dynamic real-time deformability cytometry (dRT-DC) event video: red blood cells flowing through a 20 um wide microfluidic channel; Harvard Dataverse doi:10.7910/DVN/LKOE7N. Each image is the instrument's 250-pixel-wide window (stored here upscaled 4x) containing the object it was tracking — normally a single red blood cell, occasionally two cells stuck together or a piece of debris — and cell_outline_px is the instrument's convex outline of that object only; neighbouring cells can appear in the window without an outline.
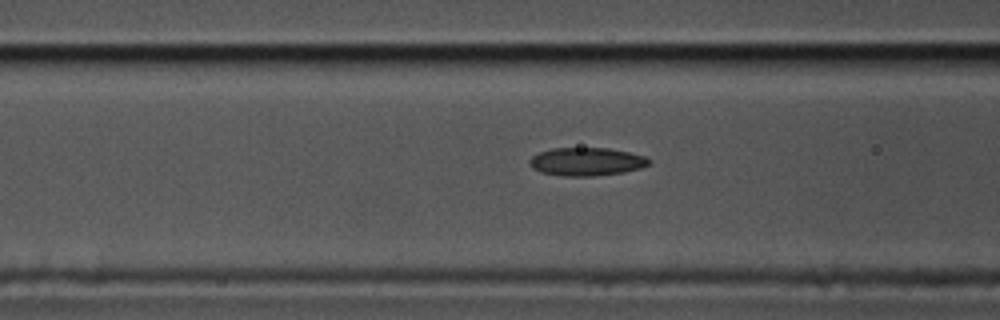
{"species": "common noctule bat (a hibernating species)", "species_latin": "Nyctalus noctula", "temperature_condition": "cold", "stored_images_in_passage": 34, "camera_frame_rate_fps": 3000, "um_per_image_px": 0.085, "animal": {"sex": "male", "body_mass_g": 17.5, "forearm_length_mm": 52.3}, "frame": {"image": 1, "passage_image": 11, "time_ms": 3.333, "image_size_px": [1000, 320], "cell_outline_px": [[652, 160], [648, 164], [640, 168], [624, 172], [592, 176], [564, 176], [540, 172], [532, 168], [528, 160], [532, 156], [540, 152], [552, 148], [608, 148], [628, 152], [644, 156]], "centroid_in_image_um": [49.83, 13.74], "position_along_channel_um": 116.8, "area_um2": 19.54}}
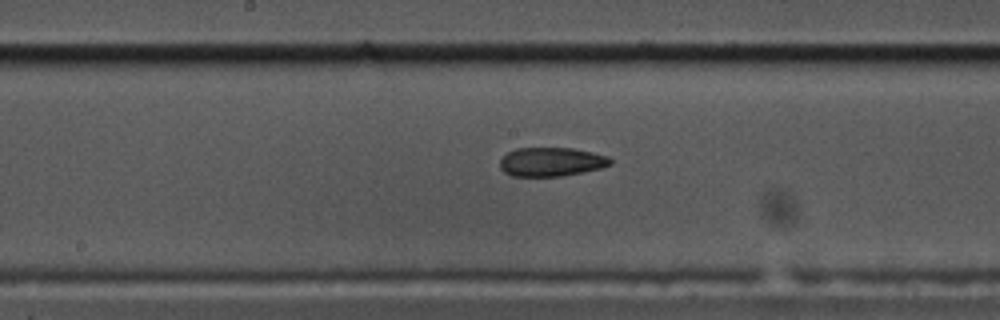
{"frame": {"image": 2, "passage_image": 18, "time_ms": 5.667, "image_size_px": [1000, 320], "cell_outline_px": [[612, 164], [600, 168], [560, 176], [512, 176], [504, 172], [500, 168], [500, 160], [508, 152], [516, 148], [572, 148], [592, 152], [608, 156], [612, 160]], "centroid_in_image_um": [46.85, 13.75], "position_along_channel_um": 201.4, "area_um2": 18.5}}
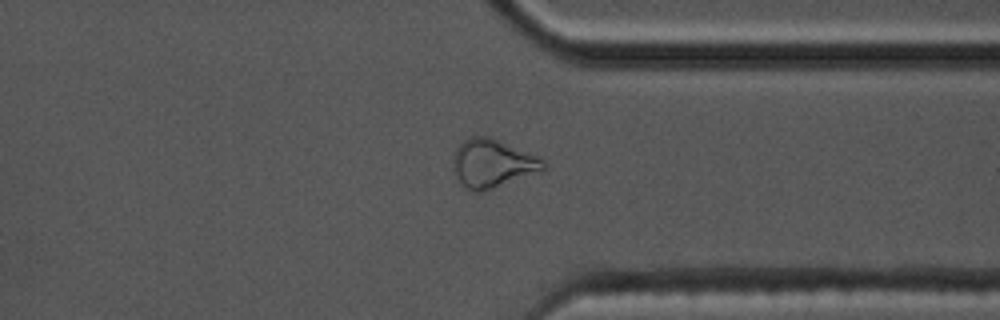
{"frame": {"image": 3, "passage_image": 32, "time_ms": 10.333, "image_size_px": [1000, 320], "cell_outline_px": [[544, 168], [492, 188], [480, 192], [472, 192], [460, 180], [452, 168], [452, 156], [456, 148], [464, 140], [472, 136], [488, 136], [536, 156], [544, 160]], "centroid_in_image_um": [41.77, 13.86], "position_along_channel_um": 369.6, "area_um2": 24.45}}